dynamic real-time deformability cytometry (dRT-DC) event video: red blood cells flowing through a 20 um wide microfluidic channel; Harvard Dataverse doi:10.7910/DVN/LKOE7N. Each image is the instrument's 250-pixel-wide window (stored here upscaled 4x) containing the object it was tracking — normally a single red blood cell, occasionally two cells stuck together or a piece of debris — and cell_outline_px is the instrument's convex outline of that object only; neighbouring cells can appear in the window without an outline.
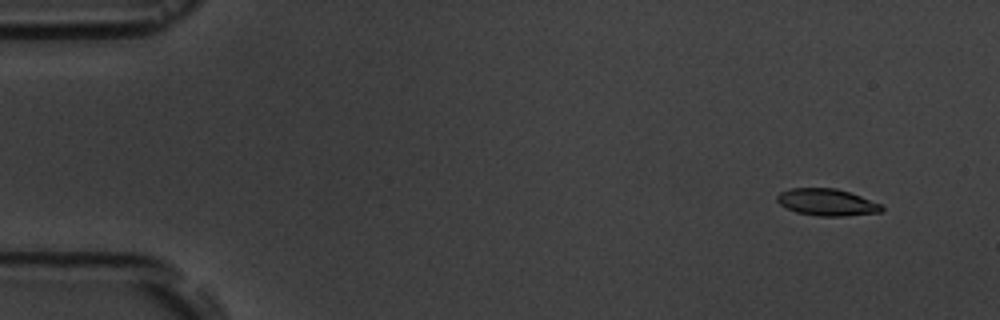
{"species": "common noctule bat (a hibernating species)", "species_latin": "Nyctalus noctula", "temperature_condition": "room temperature", "stored_images_in_passage": 6, "camera_frame_rate_fps": 3000, "um_per_image_px": 0.085, "animal": {"sex": "male", "body_mass_g": 19.5, "forearm_length_mm": 54.6}, "frame": {"image": 1, "passage_image": 2, "time_ms": 1.0, "image_size_px": [1000, 320], "cell_outline_px": [[884, 208], [880, 212], [844, 216], [816, 216], [796, 212], [780, 204], [776, 200], [776, 196], [780, 192], [792, 188], [836, 188], [860, 196], [880, 204]], "centroid_in_image_um": [70.25, 17.19], "position_along_channel_um": 14.7, "area_um2": 16.24}}
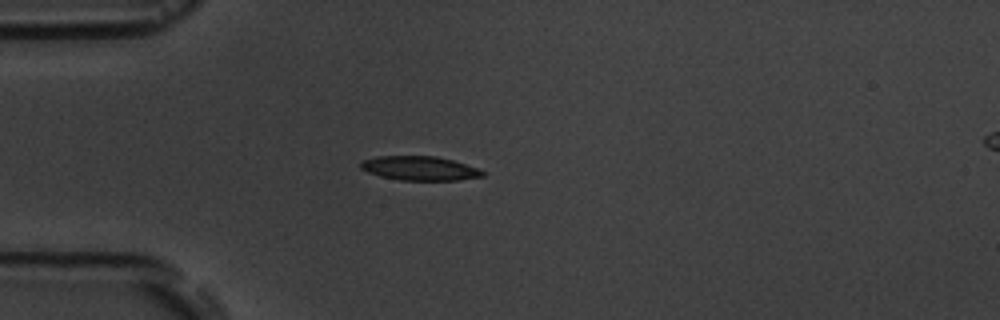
{"frame": {"image": 2, "passage_image": 5, "time_ms": 4.667, "image_size_px": [1000, 320], "cell_outline_px": [[484, 176], [456, 180], [400, 180], [380, 176], [368, 172], [360, 168], [360, 160], [376, 156], [436, 156], [452, 160], [476, 168], [484, 172]], "centroid_in_image_um": [35.61, 14.3], "position_along_channel_um": 49.4, "area_um2": 17.05}}